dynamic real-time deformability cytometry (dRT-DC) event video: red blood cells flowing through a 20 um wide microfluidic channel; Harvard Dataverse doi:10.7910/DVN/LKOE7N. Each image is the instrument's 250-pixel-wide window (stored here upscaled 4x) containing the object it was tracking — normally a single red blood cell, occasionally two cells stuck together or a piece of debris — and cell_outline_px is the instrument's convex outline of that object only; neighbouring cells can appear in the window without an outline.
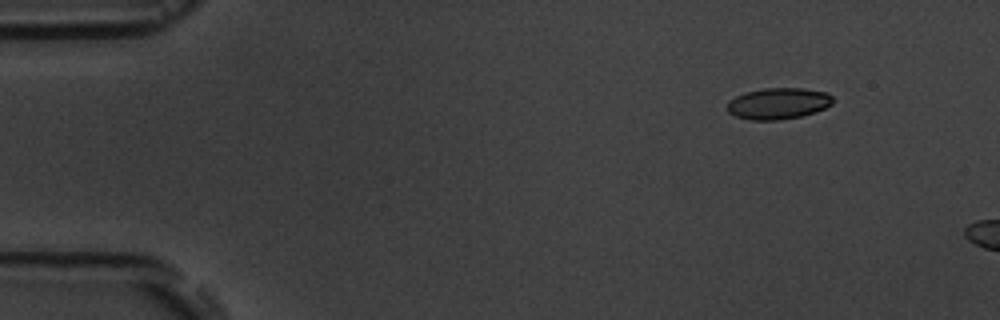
{"species": "common noctule bat (a hibernating species)", "species_latin": "Nyctalus noctula", "temperature_condition": "room temperature", "stored_images_in_passage": 3, "camera_frame_rate_fps": 3000, "um_per_image_px": 0.085, "animal": {"sex": "male", "body_mass_g": 19.5, "forearm_length_mm": 54.6}, "frame": {"image": 1, "passage_image": 1, "time_ms": 0.0, "image_size_px": [1000, 320], "cell_outline_px": [[832, 104], [816, 112], [800, 116], [776, 120], [752, 120], [736, 116], [728, 112], [728, 100], [744, 92], [764, 88], [804, 88], [828, 92], [832, 96]], "centroid_in_image_um": [66.16, 8.78], "position_along_channel_um": 18.8, "area_um2": 19.31}}